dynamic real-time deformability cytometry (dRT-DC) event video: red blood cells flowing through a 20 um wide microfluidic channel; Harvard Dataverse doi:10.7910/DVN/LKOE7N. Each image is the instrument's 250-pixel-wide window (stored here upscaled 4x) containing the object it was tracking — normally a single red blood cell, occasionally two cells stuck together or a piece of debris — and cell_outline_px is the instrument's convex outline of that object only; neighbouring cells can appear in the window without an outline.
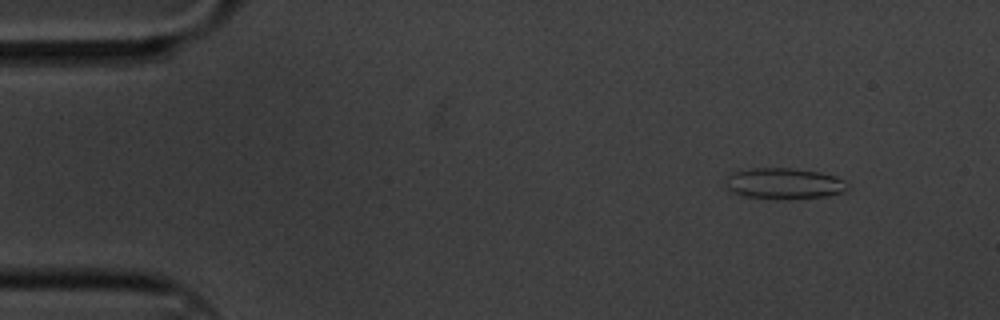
{"species": "common noctule bat (a hibernating species)", "species_latin": "Nyctalus noctula", "temperature_condition": "cold", "stored_images_in_passage": 4, "camera_frame_rate_fps": 3000, "um_per_image_px": 0.085, "animal": {"sex": "male", "body_mass_g": 20.1, "forearm_length_mm": 53.5}, "frame": {"image": 1, "passage_image": 1, "time_ms": 0.0, "image_size_px": [1000, 320], "cell_outline_px": [[848, 188], [844, 192], [828, 196], [788, 200], [784, 200], [744, 196], [732, 192], [724, 184], [728, 176], [736, 172], [756, 168], [792, 168], [820, 172], [836, 176], [844, 180], [848, 184]], "centroid_in_image_um": [66.7, 15.62], "position_along_channel_um": 18.3, "area_um2": 22.25}}
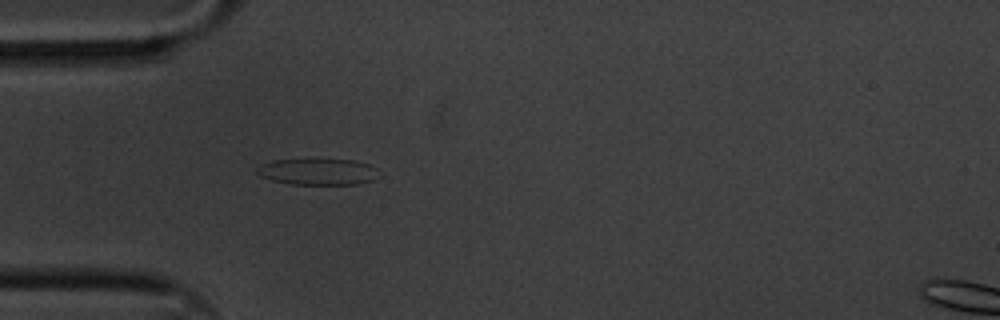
{"frame": {"image": 2, "passage_image": 4, "time_ms": 1.0, "image_size_px": [1000, 320], "cell_outline_px": [[380, 176], [372, 180], [356, 184], [288, 184], [272, 180], [260, 176], [256, 172], [256, 168], [260, 164], [272, 160], [356, 160], [368, 164], [376, 168]], "centroid_in_image_um": [27.01, 14.6], "position_along_channel_um": 58.0, "area_um2": 18.67}}